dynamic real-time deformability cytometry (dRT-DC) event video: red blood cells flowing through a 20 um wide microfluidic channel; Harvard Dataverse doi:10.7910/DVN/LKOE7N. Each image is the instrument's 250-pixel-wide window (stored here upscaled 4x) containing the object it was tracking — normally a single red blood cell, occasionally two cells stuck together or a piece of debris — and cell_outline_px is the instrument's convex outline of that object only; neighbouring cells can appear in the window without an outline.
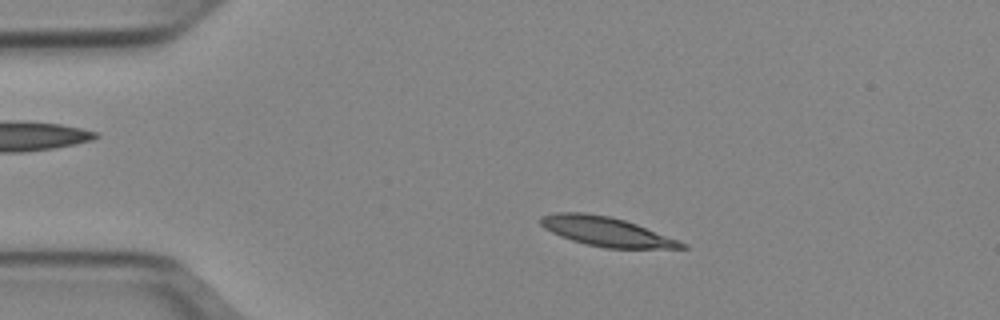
{"species": "Egyptian fruit bat (a non-hibernating species)", "species_latin": "Rousettus aegyptiacus", "temperature_condition": "cold", "stored_images_in_passage": 51, "camera_frame_rate_fps": 3000, "um_per_image_px": 0.085, "animal": {"sex": "female"}, "frame": {"image": 1, "passage_image": 10, "time_ms": 3.0, "image_size_px": [1000, 320], "cell_outline_px": [[688, 248], [604, 248], [572, 240], [560, 236], [544, 228], [540, 224], [540, 216], [556, 212], [584, 212], [608, 216], [624, 220], [636, 224], [680, 240], [688, 244]], "centroid_in_image_um": [51.54, 19.68], "position_along_channel_um": 33.5, "area_um2": 23.99}}
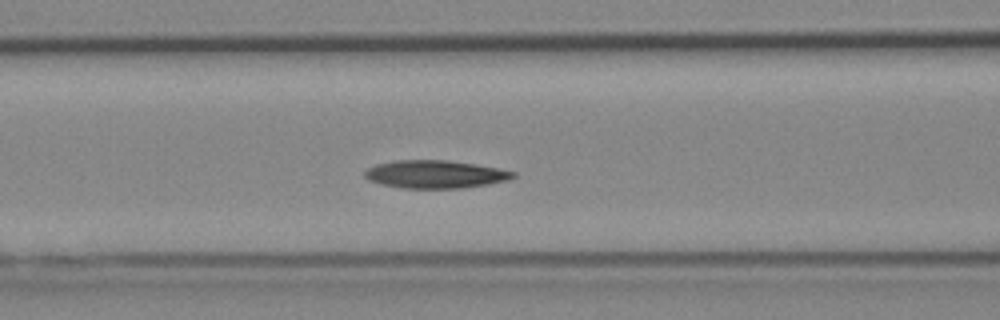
{"frame": {"image": 2, "passage_image": 21, "time_ms": 6.667, "image_size_px": [1000, 320], "cell_outline_px": [[516, 176], [508, 180], [488, 184], [464, 188], [400, 188], [380, 184], [368, 180], [364, 176], [364, 172], [368, 168], [376, 164], [396, 160], [448, 160], [476, 164], [516, 172]], "centroid_in_image_um": [36.97, 14.81], "position_along_channel_um": 129.6, "area_um2": 24.22}}
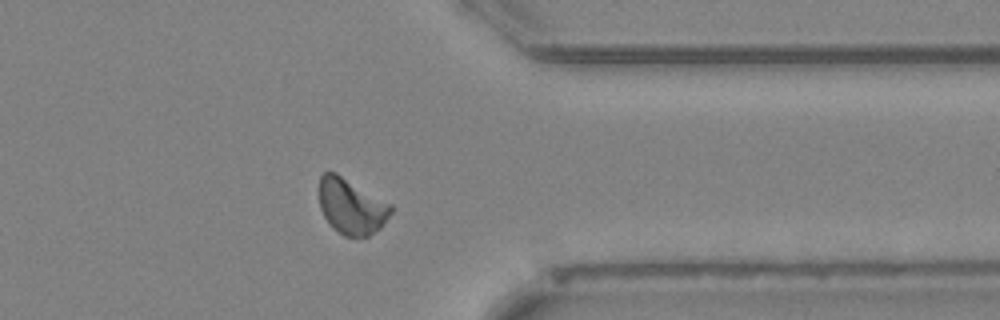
{"frame": {"image": 3, "passage_image": 41, "time_ms": 13.333, "image_size_px": [1000, 320], "cell_outline_px": [[392, 212], [384, 224], [380, 228], [368, 236], [344, 236], [324, 216], [320, 208], [320, 176], [324, 172], [336, 172], [392, 204]], "centroid_in_image_um": [29.9, 17.52], "position_along_channel_um": 381.5, "area_um2": 22.95}, "authors_computed_cell_mechanics": {"area_um2": 23.2356, "velocity_mm_per_s": 3.9017, "shape_relaxation_time_tau1_ms": 4.2204, "shape_relaxation_time_tau2_ms": null, "deformation_change_tau1": 0.1527, "deformation_change_tau2": null}}